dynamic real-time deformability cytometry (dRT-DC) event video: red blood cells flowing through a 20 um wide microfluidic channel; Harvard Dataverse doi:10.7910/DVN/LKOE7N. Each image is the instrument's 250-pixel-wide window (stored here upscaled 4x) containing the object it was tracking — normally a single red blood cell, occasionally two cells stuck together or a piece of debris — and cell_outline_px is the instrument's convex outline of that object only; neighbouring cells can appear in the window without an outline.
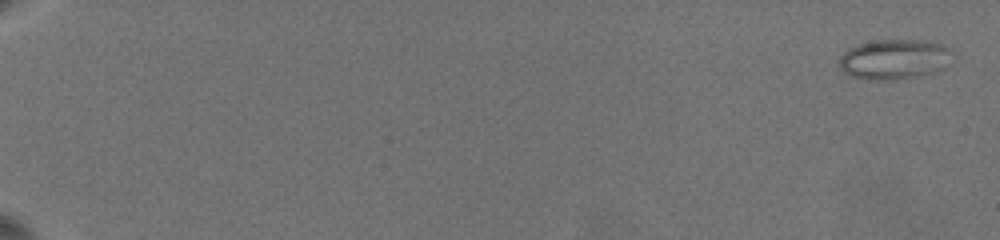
{"species": "common noctule bat (a hibernating species)", "species_latin": "Nyctalus noctula", "temperature_condition": "warm", "stored_images_in_passage": 13, "camera_frame_rate_fps": 3000, "um_per_image_px": 0.085, "animal": {"sex": "female", "body_mass_g": 19.5, "forearm_length_mm": 54.1}, "frame": {"image": 1, "passage_image": 1, "time_ms": 0.0, "image_size_px": [1000, 240], "cell_outline_px": [[948, 64], [944, 68], [936, 72], [896, 80], [872, 80], [852, 76], [844, 72], [840, 68], [840, 56], [844, 52], [860, 44], [880, 40], [924, 40], [944, 44], [948, 48]], "centroid_in_image_um": [76.02, 5.05], "position_along_channel_um": 9.0, "area_um2": 26.07}}
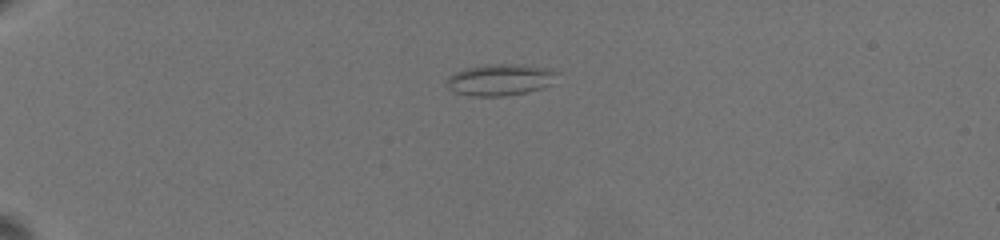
{"frame": {"image": 2, "passage_image": 9, "time_ms": 5.667, "image_size_px": [1000, 240], "cell_outline_px": [[560, 72], [552, 84], [544, 88], [504, 96], [472, 96], [452, 92], [448, 88], [448, 76], [464, 68], [484, 64], [512, 64], [548, 68]], "centroid_in_image_um": [42.52, 6.78], "position_along_channel_um": 42.5, "area_um2": 20.4}}